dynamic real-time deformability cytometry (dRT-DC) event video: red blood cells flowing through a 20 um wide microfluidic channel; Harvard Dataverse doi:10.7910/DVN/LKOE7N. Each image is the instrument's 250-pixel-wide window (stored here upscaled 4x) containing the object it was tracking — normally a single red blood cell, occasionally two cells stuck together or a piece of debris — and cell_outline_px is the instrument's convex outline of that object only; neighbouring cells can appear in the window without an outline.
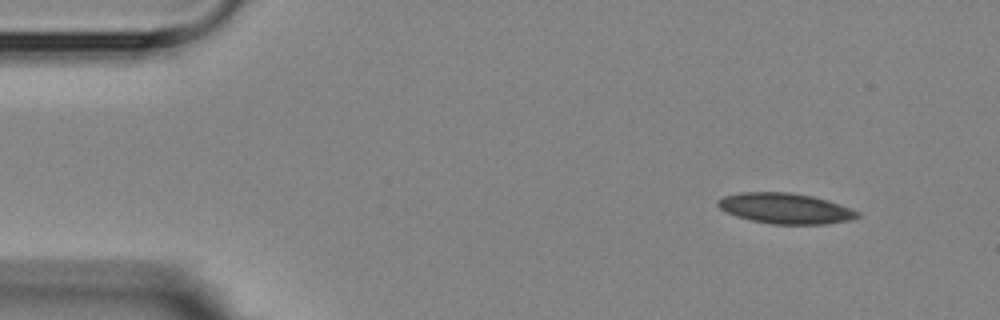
{"species": "Egyptian fruit bat (a non-hibernating species)", "species_latin": "Rousettus aegyptiacus", "temperature_condition": "room temperature", "stored_images_in_passage": 4, "camera_frame_rate_fps": 3000, "um_per_image_px": 0.085, "animal": {"sex": "female"}, "frame": {"image": 1, "passage_image": 1, "time_ms": 0.0, "image_size_px": [1000, 320], "cell_outline_px": [[860, 216], [852, 220], [828, 224], [772, 224], [752, 220], [736, 216], [720, 208], [716, 204], [716, 200], [724, 196], [740, 192], [788, 192], [812, 196], [828, 200], [840, 204], [860, 212]], "centroid_in_image_um": [66.78, 17.71], "position_along_channel_um": 18.2, "area_um2": 24.91}}
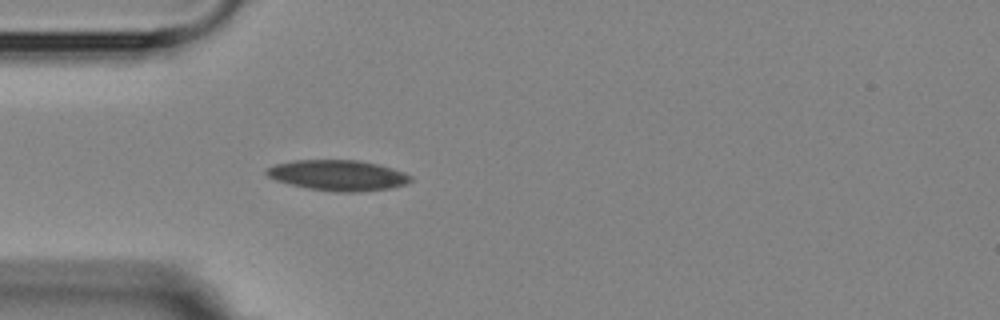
{"frame": {"image": 2, "passage_image": 4, "time_ms": 3.333, "image_size_px": [1000, 320], "cell_outline_px": [[412, 180], [408, 184], [392, 188], [356, 192], [336, 192], [308, 188], [276, 180], [268, 176], [264, 172], [264, 168], [276, 164], [292, 160], [360, 160], [392, 168], [404, 172], [412, 176]], "centroid_in_image_um": [28.74, 14.9], "position_along_channel_um": 56.3, "area_um2": 25.78}}